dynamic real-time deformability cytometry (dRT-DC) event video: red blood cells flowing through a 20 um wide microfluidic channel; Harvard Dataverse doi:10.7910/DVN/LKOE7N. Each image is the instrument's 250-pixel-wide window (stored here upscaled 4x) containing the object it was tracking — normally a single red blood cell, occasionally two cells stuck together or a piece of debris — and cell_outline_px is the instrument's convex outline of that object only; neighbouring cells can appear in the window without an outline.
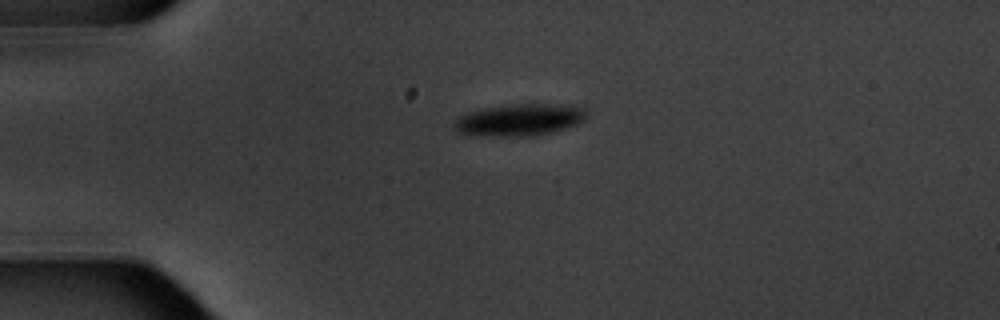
{"species": "common noctule bat (a hibernating species)", "species_latin": "Nyctalus noctula", "temperature_condition": "warm", "stored_images_in_passage": 3, "camera_frame_rate_fps": 3000, "um_per_image_px": 0.085, "animal": {"sex": "male", "body_mass_g": 20.1, "forearm_length_mm": 53.5}, "frame": {"image": 1, "passage_image": 1, "time_ms": 0.0, "image_size_px": [1000, 320], "cell_outline_px": [[588, 112], [584, 120], [576, 124], [552, 132], [536, 136], [468, 136], [456, 132], [452, 128], [452, 120], [468, 112], [484, 108], [512, 104], [544, 104], [584, 108]], "centroid_in_image_um": [44.03, 10.21], "position_along_channel_um": 41.0, "area_um2": 24.85}}
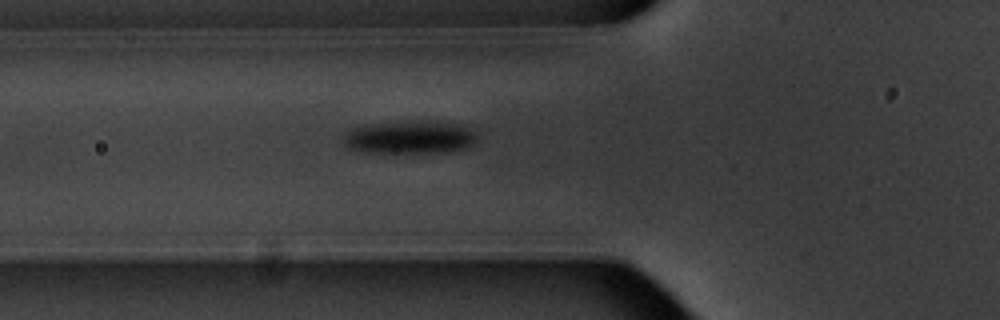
{"frame": {"image": 2, "passage_image": 3, "time_ms": 2.333, "image_size_px": [1000, 320], "cell_outline_px": [[480, 136], [476, 144], [468, 148], [444, 152], [360, 152], [348, 148], [344, 144], [344, 136], [352, 128], [372, 124], [464, 124], [472, 128]], "centroid_in_image_um": [34.92, 11.73], "position_along_channel_um": 90.9, "area_um2": 24.8}}